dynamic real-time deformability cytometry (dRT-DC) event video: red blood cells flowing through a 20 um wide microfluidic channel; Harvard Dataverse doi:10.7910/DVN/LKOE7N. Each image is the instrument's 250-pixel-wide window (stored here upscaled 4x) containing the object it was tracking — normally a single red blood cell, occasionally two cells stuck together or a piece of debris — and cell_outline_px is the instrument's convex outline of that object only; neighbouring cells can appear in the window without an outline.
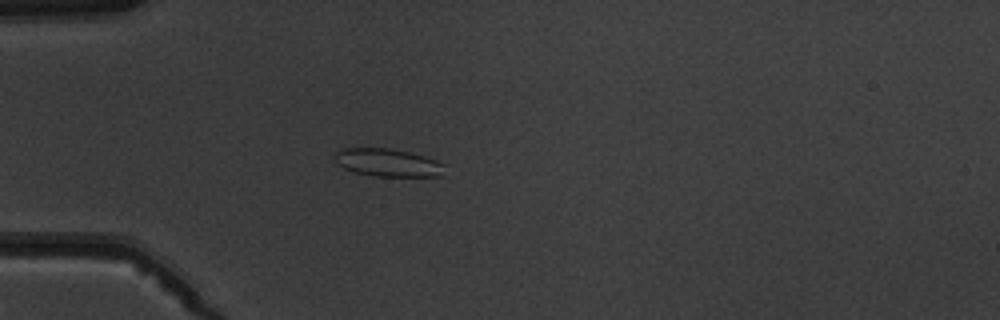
{"species": "common noctule bat (a hibernating species)", "species_latin": "Nyctalus noctula", "temperature_condition": "warm", "stored_images_in_passage": 4, "camera_frame_rate_fps": 3000, "um_per_image_px": 0.085, "animal": {"sex": "male", "body_mass_g": 19.5, "forearm_length_mm": 54.6}, "frame": {"image": 1, "passage_image": 3, "time_ms": 3.333, "image_size_px": [1000, 320], "cell_outline_px": [[448, 176], [376, 176], [356, 172], [344, 168], [336, 164], [332, 156], [336, 152], [344, 148], [388, 148], [408, 152], [424, 156], [436, 160], [444, 164]], "centroid_in_image_um": [32.99, 13.83], "position_along_channel_um": 52.0, "area_um2": 18.03}}